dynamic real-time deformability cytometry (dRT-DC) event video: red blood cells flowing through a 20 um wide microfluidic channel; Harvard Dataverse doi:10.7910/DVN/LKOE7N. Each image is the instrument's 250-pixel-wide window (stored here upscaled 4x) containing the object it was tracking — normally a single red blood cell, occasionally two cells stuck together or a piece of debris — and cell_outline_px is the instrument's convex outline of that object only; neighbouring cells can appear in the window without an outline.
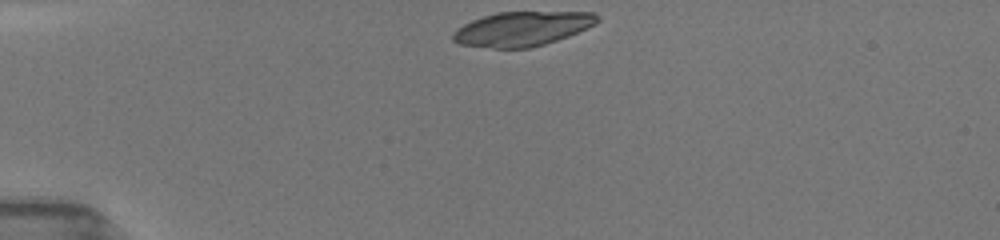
{"species": "common noctule bat (a hibernating species)", "species_latin": "Nyctalus noctula", "temperature_condition": "room temperature", "stored_images_in_passage": 8, "camera_frame_rate_fps": 3000, "um_per_image_px": 0.085, "animal": {"sex": "female", "body_mass_g": 19.5, "forearm_length_mm": 54.1}, "frame": {"image": 1, "passage_image": 1, "time_ms": 0.0, "image_size_px": [1000, 240], "cell_outline_px": [[600, 20], [596, 24], [588, 28], [568, 36], [532, 48], [492, 48], [460, 44], [452, 40], [452, 32], [456, 28], [472, 20], [496, 12], [596, 12], [600, 16]], "centroid_in_image_um": [44.4, 2.44], "position_along_channel_um": 40.6, "area_um2": 29.13}}